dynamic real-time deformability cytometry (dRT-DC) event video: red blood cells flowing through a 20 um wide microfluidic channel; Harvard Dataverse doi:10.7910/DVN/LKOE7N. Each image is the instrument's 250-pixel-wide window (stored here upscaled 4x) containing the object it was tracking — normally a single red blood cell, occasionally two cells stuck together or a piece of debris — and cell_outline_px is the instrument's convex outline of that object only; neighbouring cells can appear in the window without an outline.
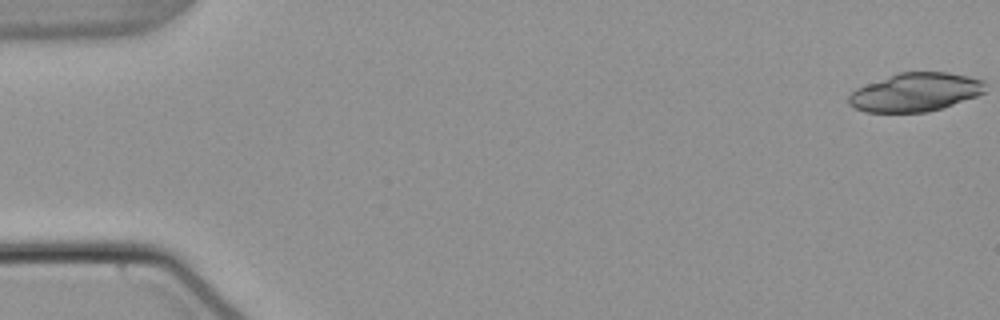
{"species": "common noctule bat (a hibernating species)", "species_latin": "Nyctalus noctula", "temperature_condition": "warm", "stored_images_in_passage": 32, "camera_frame_rate_fps": 3000, "um_per_image_px": 0.085, "animal": {"sex": "male", "body_mass_g": 21.5, "forearm_length_mm": 52.0}, "frame": {"image": 1, "passage_image": 1, "time_ms": 0.0, "image_size_px": [1000, 320], "cell_outline_px": [[984, 92], [976, 96], [928, 112], [864, 112], [848, 104], [848, 96], [856, 88], [900, 72], [948, 72], [968, 76], [984, 80]], "centroid_in_image_um": [77.79, 7.84], "position_along_channel_um": 7.2, "area_um2": 30.35}}